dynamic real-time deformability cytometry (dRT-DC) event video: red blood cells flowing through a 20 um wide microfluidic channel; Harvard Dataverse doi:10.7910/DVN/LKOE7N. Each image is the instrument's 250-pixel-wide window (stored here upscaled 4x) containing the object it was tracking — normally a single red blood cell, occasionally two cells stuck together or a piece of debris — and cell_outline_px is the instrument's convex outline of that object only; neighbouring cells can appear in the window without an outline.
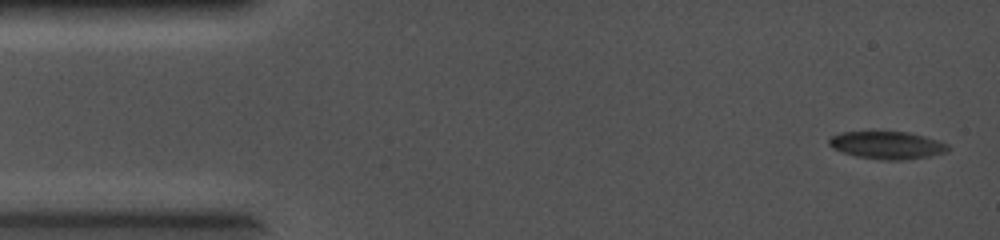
{"species": "common noctule bat (a hibernating species)", "species_latin": "Nyctalus noctula", "temperature_condition": "cold", "stored_images_in_passage": 4, "camera_frame_rate_fps": 5000, "um_per_image_px": 0.085, "animal": {"sex": "female", "body_mass_g": 19.0, "forearm_length_mm": 56.7}, "frame": {"image": 1, "passage_image": 1, "time_ms": 0.0, "image_size_px": [1000, 240], "cell_outline_px": [[948, 152], [928, 156], [904, 160], [884, 160], [856, 156], [832, 148], [828, 144], [828, 140], [832, 136], [840, 132], [908, 132], [940, 140], [948, 144]], "centroid_in_image_um": [75.42, 12.34], "position_along_channel_um": 9.6, "area_um2": 19.07}}
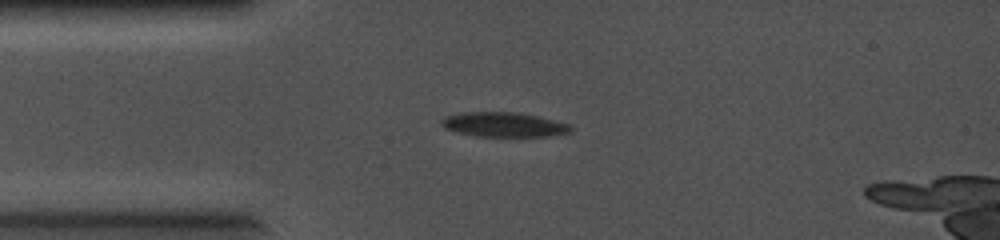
{"frame": {"image": 2, "passage_image": 4, "time_ms": 0.6, "image_size_px": [1000, 240], "cell_outline_px": [[572, 132], [548, 136], [476, 136], [456, 132], [444, 128], [440, 124], [440, 120], [444, 116], [460, 112], [516, 112], [536, 116], [572, 124]], "centroid_in_image_um": [42.79, 10.58], "position_along_channel_um": 42.2, "area_um2": 18.67}}